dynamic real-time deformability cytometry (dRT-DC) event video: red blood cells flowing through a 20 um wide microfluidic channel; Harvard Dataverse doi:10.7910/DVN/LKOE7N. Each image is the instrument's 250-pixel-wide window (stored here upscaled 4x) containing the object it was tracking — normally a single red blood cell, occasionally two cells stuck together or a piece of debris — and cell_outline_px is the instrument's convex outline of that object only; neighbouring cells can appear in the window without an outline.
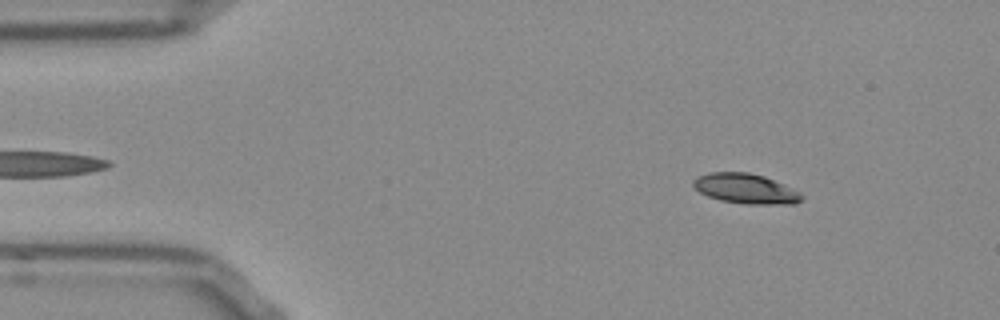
{"species": "Egyptian fruit bat (a non-hibernating species)", "species_latin": "Rousettus aegyptiacus", "temperature_condition": "room temperature", "stored_images_in_passage": 52, "camera_frame_rate_fps": 3000, "um_per_image_px": 0.085, "frame": {"image": 1, "passage_image": 6, "time_ms": 1.667, "image_size_px": [1000, 320], "cell_outline_px": [[804, 200], [796, 204], [744, 204], [720, 200], [708, 196], [700, 192], [692, 184], [692, 180], [696, 176], [708, 172], [748, 172], [764, 176], [784, 184], [800, 192], [804, 196]], "centroid_in_image_um": [63.4, 16.03], "position_along_channel_um": 21.6, "area_um2": 19.19}}
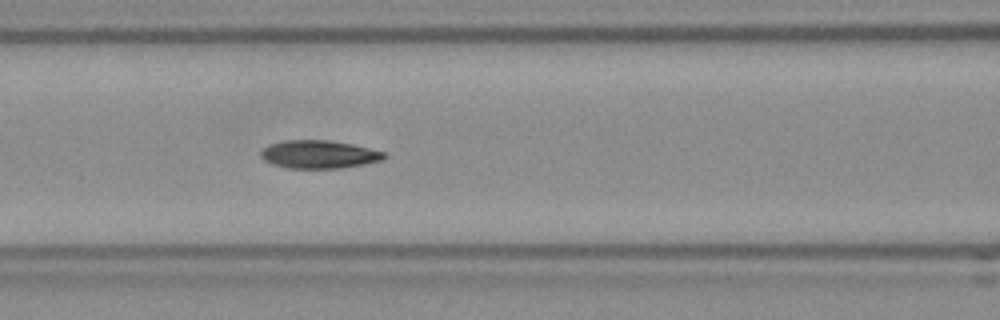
{"frame": {"image": 2, "passage_image": 21, "time_ms": 6.667, "image_size_px": [1000, 320], "cell_outline_px": [[388, 156], [380, 160], [364, 164], [340, 168], [288, 168], [272, 164], [264, 160], [260, 156], [260, 152], [268, 144], [284, 140], [328, 140], [352, 144], [384, 152]], "centroid_in_image_um": [27.07, 13.12], "position_along_channel_um": 139.5, "area_um2": 20.11}}
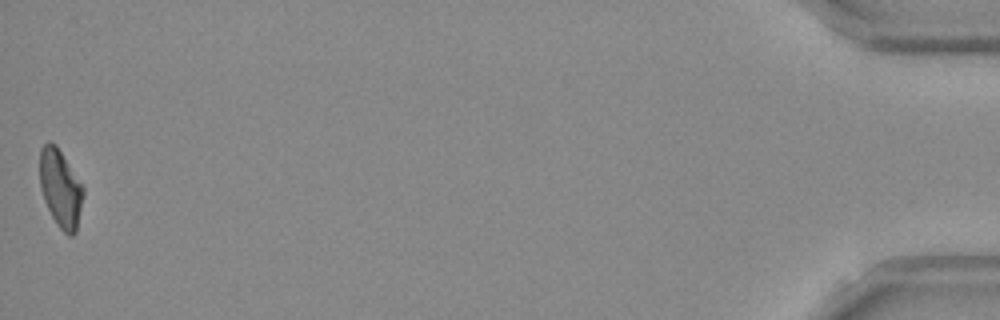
{"frame": {"image": 3, "passage_image": 52, "time_ms": 17.0, "image_size_px": [1000, 320], "cell_outline_px": [[84, 196], [76, 232], [72, 236], [68, 236], [56, 224], [44, 200], [40, 188], [40, 148], [48, 140], [56, 144], [84, 188]], "centroid_in_image_um": [5.14, 16.02], "position_along_channel_um": 430.1, "area_um2": 19.77}, "authors_computed_cell_mechanics": {"area_um2": 19.7676, "velocity_mm_per_s": 3.7947, "shape_relaxation_time_tau1_ms": 5.5448, "shape_relaxation_time_tau2_ms": 5.4354, "deformation_change_tau1": 0.1713, "deformation_change_tau2": 0.1048}}